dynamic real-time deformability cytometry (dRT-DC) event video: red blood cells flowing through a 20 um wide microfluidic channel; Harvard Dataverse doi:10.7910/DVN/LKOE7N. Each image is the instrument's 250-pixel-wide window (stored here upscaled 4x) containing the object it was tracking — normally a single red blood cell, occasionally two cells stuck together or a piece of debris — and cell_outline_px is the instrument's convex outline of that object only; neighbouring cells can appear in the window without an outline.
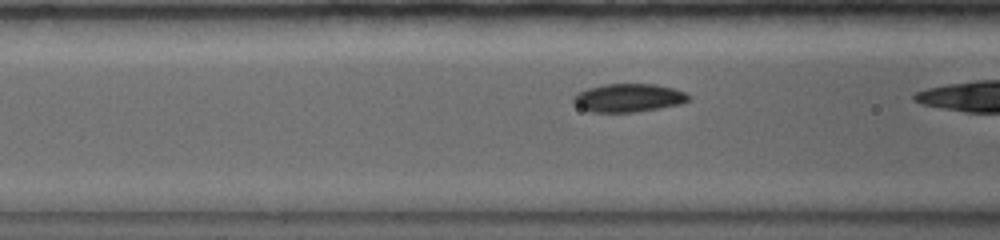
{"species": "common noctule bat (a hibernating species)", "species_latin": "Nyctalus noctula", "temperature_condition": "warm", "stored_images_in_passage": 11, "camera_frame_rate_fps": 5000, "um_per_image_px": 0.085, "animal": {"sex": "female", "body_mass_g": 19.0, "forearm_length_mm": 56.7}, "frame": {"image": 1, "passage_image": 8, "time_ms": 1.8, "image_size_px": [1000, 240], "cell_outline_px": [[692, 96], [688, 100], [680, 104], [660, 108], [636, 112], [592, 112], [580, 108], [572, 104], [572, 96], [576, 92], [588, 88], [604, 84], [656, 84], [672, 88], [684, 92]], "centroid_in_image_um": [53.37, 8.32], "position_along_channel_um": 113.2, "area_um2": 19.19}}